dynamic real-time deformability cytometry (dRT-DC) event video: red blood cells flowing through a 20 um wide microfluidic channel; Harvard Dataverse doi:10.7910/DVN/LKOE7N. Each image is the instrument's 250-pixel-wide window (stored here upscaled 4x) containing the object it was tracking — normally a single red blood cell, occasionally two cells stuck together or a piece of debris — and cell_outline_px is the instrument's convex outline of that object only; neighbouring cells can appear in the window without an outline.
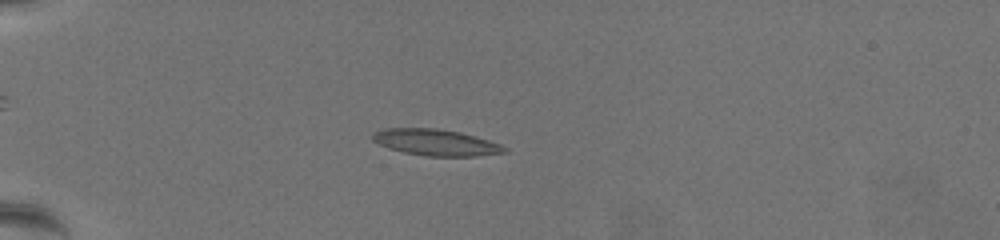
{"species": "common noctule bat (a hibernating species)", "species_latin": "Nyctalus noctula", "temperature_condition": "warm", "stored_images_in_passage": 63, "camera_frame_rate_fps": 3000, "um_per_image_px": 0.085, "animal": {"sex": "female", "body_mass_g": 19.5, "forearm_length_mm": 54.1}, "frame": {"image": 1, "passage_image": 20, "time_ms": 6.333, "image_size_px": [1000, 240], "cell_outline_px": [[508, 152], [476, 156], [424, 156], [404, 152], [388, 148], [372, 140], [372, 132], [384, 128], [436, 128], [460, 132], [476, 136], [500, 144], [508, 148]], "centroid_in_image_um": [37.05, 12.1], "position_along_channel_um": 48.0, "area_um2": 20.35}}
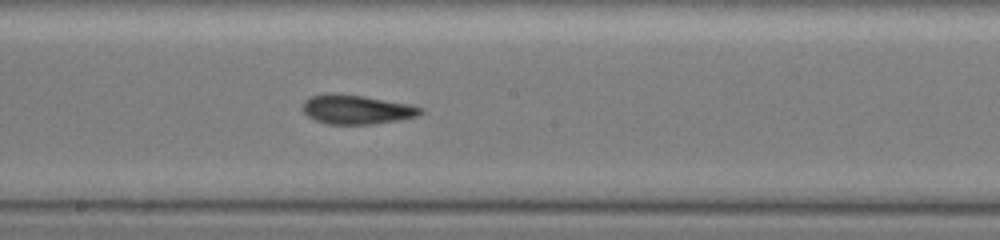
{"frame": {"image": 2, "passage_image": 38, "time_ms": 12.333, "image_size_px": [1000, 240], "cell_outline_px": [[424, 112], [416, 116], [400, 120], [372, 124], [328, 124], [316, 120], [308, 116], [300, 108], [304, 100], [312, 96], [360, 96], [408, 104], [424, 108]], "centroid_in_image_um": [30.34, 9.35], "position_along_channel_um": 217.9, "area_um2": 19.31}}
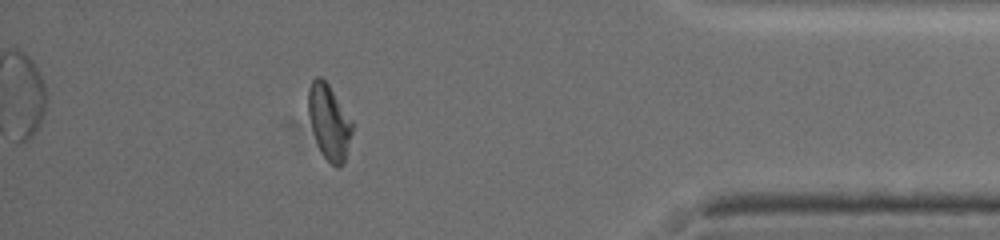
{"frame": {"image": 3, "passage_image": 57, "time_ms": 18.667, "image_size_px": [1000, 240], "cell_outline_px": [[352, 132], [344, 164], [340, 168], [336, 168], [324, 156], [316, 140], [308, 116], [308, 88], [312, 80], [316, 76], [320, 76], [328, 84], [352, 120]], "centroid_in_image_um": [27.97, 10.36], "position_along_channel_um": 407.2, "area_um2": 19.02}, "authors_computed_cell_mechanics": {"area_um2": 19.9988, "velocity_mm_per_s": 3.4893, "shape_relaxation_time_tau1_ms": 11.2071, "shape_relaxation_time_tau2_ms": 1.9423, "deformation_change_tau1": 0.2928, "deformation_change_tau2": 0.0893}}